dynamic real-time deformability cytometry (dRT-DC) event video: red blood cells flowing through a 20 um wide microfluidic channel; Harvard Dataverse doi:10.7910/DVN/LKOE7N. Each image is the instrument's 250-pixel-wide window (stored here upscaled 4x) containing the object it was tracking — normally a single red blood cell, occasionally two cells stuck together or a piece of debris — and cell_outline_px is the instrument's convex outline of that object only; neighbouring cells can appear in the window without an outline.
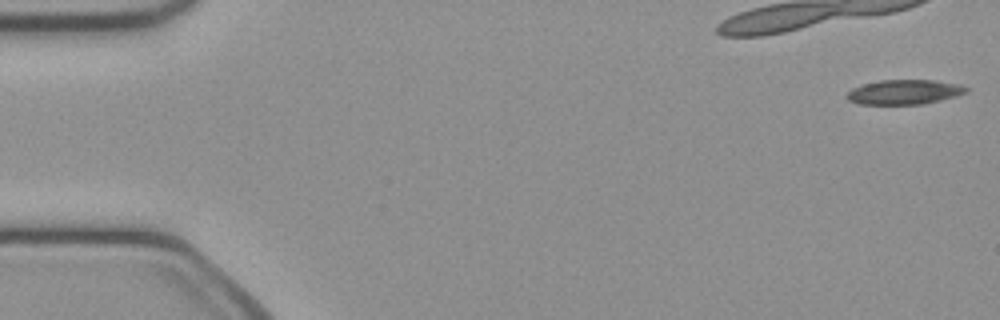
{"species": "common noctule bat (a hibernating species)", "species_latin": "Nyctalus noctula", "temperature_condition": "cold", "stored_images_in_passage": 50, "segment_of_instrument_passage": [1, 2], "camera_frame_rate_fps": 3000, "um_per_image_px": 0.085, "animal": {"sex": "female", "body_mass_g": 21.9}, "frame": {"image": 1, "passage_image": 1, "time_ms": 0.0, "image_size_px": [1000, 320], "cell_outline_px": [[968, 92], [956, 96], [924, 104], [860, 104], [848, 100], [844, 96], [852, 88], [860, 84], [880, 80], [936, 80], [960, 84], [968, 88]], "centroid_in_image_um": [76.85, 7.81], "position_along_channel_um": 8.1, "area_um2": 17.34}}